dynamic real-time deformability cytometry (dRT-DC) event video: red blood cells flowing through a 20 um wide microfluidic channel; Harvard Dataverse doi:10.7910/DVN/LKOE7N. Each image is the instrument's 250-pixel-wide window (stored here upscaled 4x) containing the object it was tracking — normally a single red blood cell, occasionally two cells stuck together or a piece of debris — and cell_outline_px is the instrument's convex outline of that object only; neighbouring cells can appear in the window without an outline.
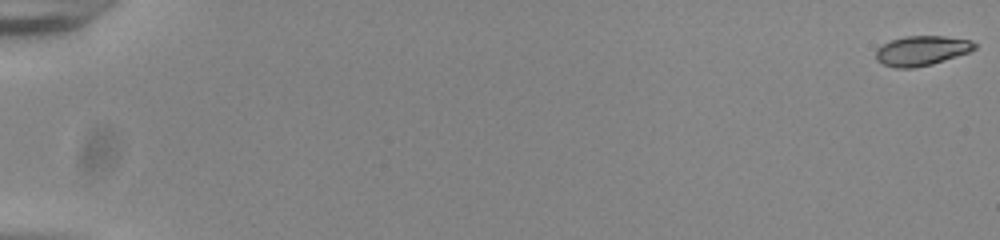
{"species": "common noctule bat (a hibernating species)", "species_latin": "Nyctalus noctula", "temperature_condition": "room temperature", "stored_images_in_passage": 56, "camera_frame_rate_fps": 3000, "um_per_image_px": 0.085, "animal": {"sex": "male", "body_mass_g": 20.0, "forearm_length_mm": 53.3}, "frame": {"image": 1, "passage_image": 1, "time_ms": 0.0, "image_size_px": [1000, 240], "cell_outline_px": [[976, 48], [968, 52], [932, 64], [912, 68], [896, 68], [884, 64], [876, 60], [876, 48], [892, 40], [904, 36], [944, 36], [972, 40], [976, 44]], "centroid_in_image_um": [78.34, 4.3], "position_along_channel_um": 6.7, "area_um2": 16.99}}
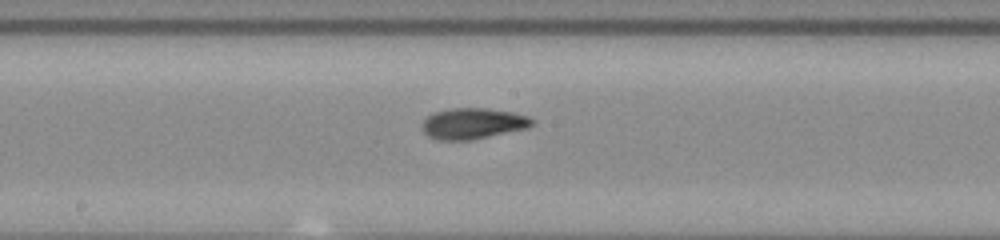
{"frame": {"image": 2, "passage_image": 32, "time_ms": 10.333, "image_size_px": [1000, 240], "cell_outline_px": [[532, 124], [528, 128], [472, 140], [436, 140], [428, 136], [420, 128], [420, 124], [432, 112], [452, 108], [488, 108], [512, 112], [528, 116], [532, 120]], "centroid_in_image_um": [40.14, 10.5], "position_along_channel_um": 208.1, "area_um2": 20.0}}
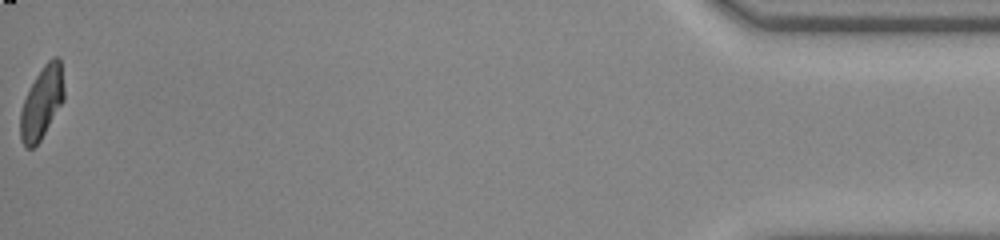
{"frame": {"image": 3, "passage_image": 56, "time_ms": 18.333, "image_size_px": [1000, 240], "cell_outline_px": [[64, 100], [40, 140], [32, 148], [24, 148], [20, 140], [20, 112], [24, 100], [36, 76], [44, 64], [52, 56], [56, 56], [60, 60], [64, 88]], "centroid_in_image_um": [3.55, 8.74], "position_along_channel_um": 431.7, "area_um2": 18.21}, "authors_computed_cell_mechanics": {"area_um2": 18.5249, "velocity_mm_per_s": 3.868, "shape_relaxation_time_tau1_ms": 3.5569, "shape_relaxation_time_tau2_ms": 1.5048, "deformation_change_tau1": 0.1332, "deformation_change_tau2": 0.0687}}